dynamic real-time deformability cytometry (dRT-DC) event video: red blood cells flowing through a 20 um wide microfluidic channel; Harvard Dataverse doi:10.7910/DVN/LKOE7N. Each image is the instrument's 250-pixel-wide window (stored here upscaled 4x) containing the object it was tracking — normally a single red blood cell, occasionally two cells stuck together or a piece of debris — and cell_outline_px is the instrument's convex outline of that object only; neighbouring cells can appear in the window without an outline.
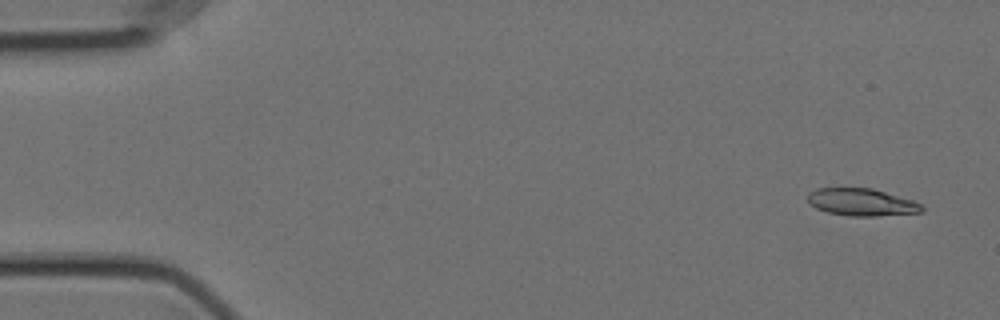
{"species": "Egyptian fruit bat (a non-hibernating species)", "species_latin": "Rousettus aegyptiacus", "temperature_condition": "cold", "stored_images_in_passage": 55, "camera_frame_rate_fps": 3000, "um_per_image_px": 0.085, "animal": {"sex": "female"}, "frame": {"image": 1, "passage_image": 1, "time_ms": 0.0, "image_size_px": [1000, 320], "cell_outline_px": [[924, 212], [876, 216], [848, 216], [828, 212], [816, 208], [808, 204], [808, 192], [816, 188], [872, 188], [912, 200], [920, 204], [924, 208]], "centroid_in_image_um": [73.21, 17.19], "position_along_channel_um": 11.8, "area_um2": 18.21}}
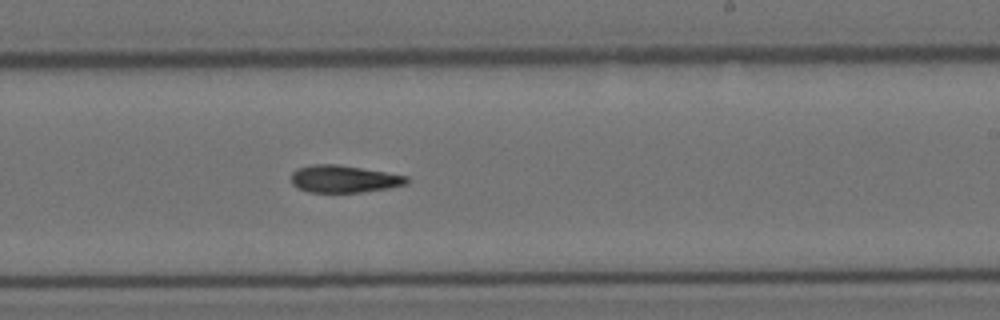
{"frame": {"image": 2, "passage_image": 32, "time_ms": 10.333, "image_size_px": [1000, 320], "cell_outline_px": [[408, 184], [388, 188], [360, 192], [308, 192], [296, 188], [292, 184], [292, 172], [296, 168], [312, 164], [336, 164], [408, 176]], "centroid_in_image_um": [29.19, 15.21], "position_along_channel_um": 259.8, "area_um2": 18.32}}
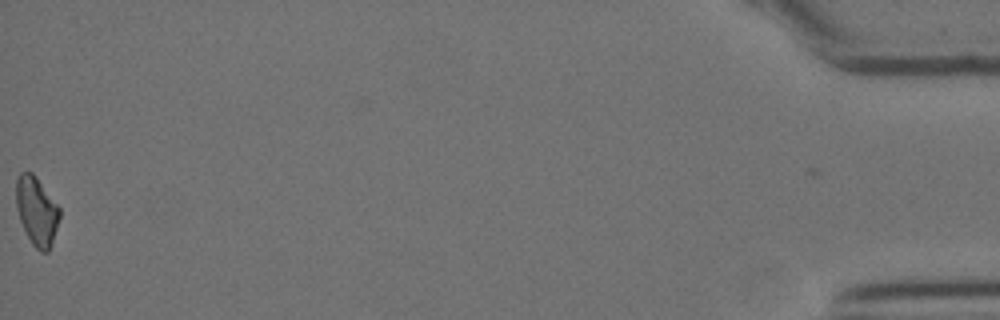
{"frame": {"image": 3, "passage_image": 55, "time_ms": 18.0, "image_size_px": [1000, 320], "cell_outline_px": [[60, 216], [48, 252], [40, 252], [32, 244], [20, 220], [16, 208], [16, 180], [20, 172], [32, 172], [36, 176], [60, 208]], "centroid_in_image_um": [3.1, 17.91], "position_along_channel_um": 432.1, "area_um2": 17.17}}